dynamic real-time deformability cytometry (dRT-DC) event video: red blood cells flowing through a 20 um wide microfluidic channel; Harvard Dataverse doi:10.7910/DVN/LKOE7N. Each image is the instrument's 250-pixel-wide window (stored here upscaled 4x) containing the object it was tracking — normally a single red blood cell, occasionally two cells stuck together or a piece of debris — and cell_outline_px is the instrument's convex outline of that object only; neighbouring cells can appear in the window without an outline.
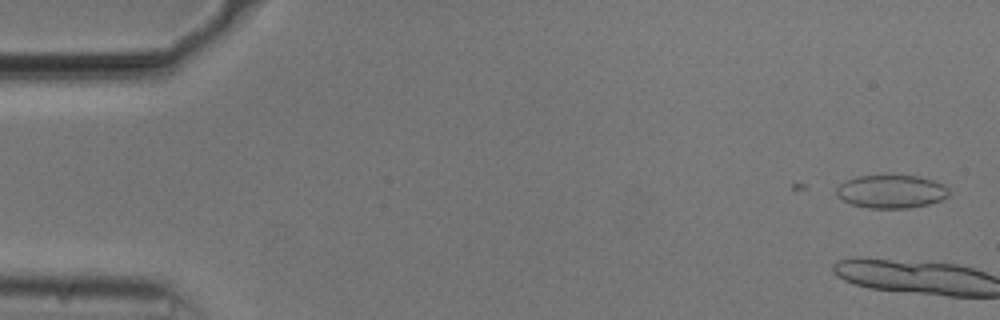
{"species": "common noctule bat (a hibernating species)", "species_latin": "Nyctalus noctula", "temperature_condition": "cold", "stored_images_in_passage": 3, "camera_frame_rate_fps": 3000, "um_per_image_px": 0.085, "animal": {"sex": "male", "body_mass_g": 20.5, "forearm_length_mm": 52.5}, "frame": {"image": 1, "passage_image": 1, "time_ms": 0.0, "image_size_px": [1000, 320], "cell_outline_px": [[948, 196], [940, 200], [928, 204], [908, 208], [868, 208], [852, 204], [836, 196], [836, 188], [844, 180], [856, 176], [920, 176], [944, 184], [948, 188]], "centroid_in_image_um": [75.74, 16.28], "position_along_channel_um": 9.3, "area_um2": 21.73}}